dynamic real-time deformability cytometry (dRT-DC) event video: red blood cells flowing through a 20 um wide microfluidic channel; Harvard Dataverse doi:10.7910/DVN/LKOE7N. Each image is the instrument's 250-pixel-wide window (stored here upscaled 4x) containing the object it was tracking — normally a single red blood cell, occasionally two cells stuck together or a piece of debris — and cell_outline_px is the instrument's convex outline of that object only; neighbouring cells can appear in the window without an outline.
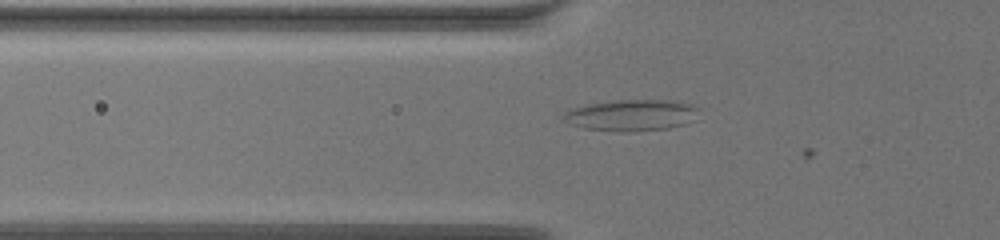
{"species": "common noctule bat (a hibernating species)", "species_latin": "Nyctalus noctula", "temperature_condition": "warm", "stored_images_in_passage": 7, "camera_frame_rate_fps": 3000, "um_per_image_px": 0.085, "animal": {"sex": "female", "body_mass_g": 19.5, "forearm_length_mm": 54.1}, "frame": {"image": 1, "passage_image": 4, "time_ms": 1.0, "image_size_px": [1000, 240], "cell_outline_px": [[700, 108], [696, 120], [684, 124], [668, 128], [636, 132], [620, 132], [584, 128], [568, 124], [560, 116], [564, 112], [572, 108], [588, 104], [616, 100], [668, 100], [692, 104]], "centroid_in_image_um": [53.68, 9.8], "position_along_channel_um": 72.1, "area_um2": 25.14}}